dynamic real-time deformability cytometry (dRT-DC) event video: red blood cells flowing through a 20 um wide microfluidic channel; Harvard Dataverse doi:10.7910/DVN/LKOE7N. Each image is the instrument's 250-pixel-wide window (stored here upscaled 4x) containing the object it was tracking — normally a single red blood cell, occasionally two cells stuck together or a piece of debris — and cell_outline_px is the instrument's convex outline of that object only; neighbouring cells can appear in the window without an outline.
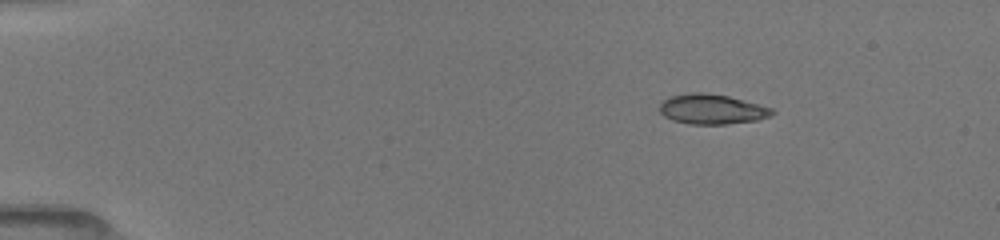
{"species": "common noctule bat (a hibernating species)", "species_latin": "Nyctalus noctula", "temperature_condition": "room temperature", "stored_images_in_passage": 57, "camera_frame_rate_fps": 3000, "um_per_image_px": 0.085, "animal": {"sex": "female", "body_mass_g": 19.5, "forearm_length_mm": 54.1}, "frame": {"image": 1, "passage_image": 1, "time_ms": 0.0, "image_size_px": [1000, 240], "cell_outline_px": [[776, 112], [772, 116], [756, 120], [724, 124], [688, 124], [672, 120], [664, 116], [660, 112], [660, 104], [664, 100], [672, 96], [688, 92], [704, 92], [728, 96], [744, 100], [772, 108]], "centroid_in_image_um": [60.52, 9.28], "position_along_channel_um": 24.5, "area_um2": 19.65}}
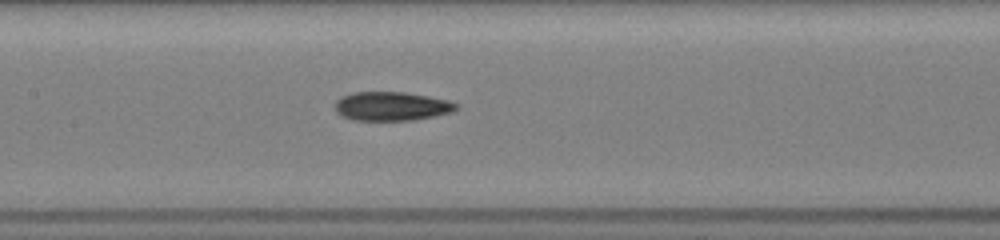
{"frame": {"image": 2, "passage_image": 25, "time_ms": 6.0, "image_size_px": [1000, 240], "cell_outline_px": [[460, 108], [452, 112], [412, 120], [352, 120], [340, 116], [336, 112], [336, 100], [340, 96], [352, 92], [404, 92], [428, 96], [448, 100], [456, 104]], "centroid_in_image_um": [33.25, 9.02], "position_along_channel_um": 174.2, "area_um2": 20.46}}
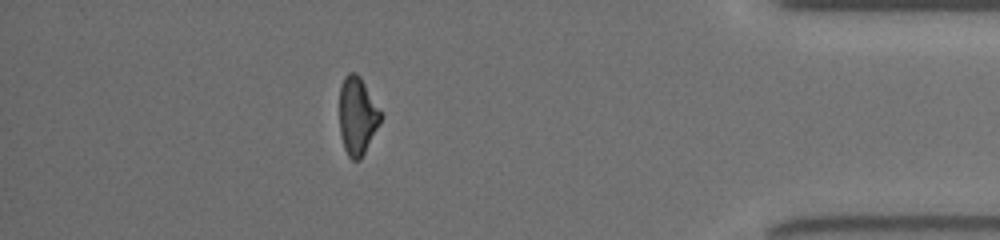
{"frame": {"image": 3, "passage_image": 49, "time_ms": 12.667, "image_size_px": [1000, 240], "cell_outline_px": [[384, 116], [380, 124], [360, 160], [352, 160], [348, 156], [344, 148], [340, 136], [340, 84], [344, 76], [348, 72], [356, 72], [360, 76]], "centroid_in_image_um": [30.38, 9.84], "position_along_channel_um": 404.8, "area_um2": 18.9}, "authors_computed_cell_mechanics": {"area_um2": 19.7676, "velocity_mm_per_s": 4.0216, "shape_relaxation_time_tau1_ms": 4.662, "shape_relaxation_time_tau2_ms": 2.6404, "deformation_change_tau1": 0.1751, "deformation_change_tau2": 0.1104}}